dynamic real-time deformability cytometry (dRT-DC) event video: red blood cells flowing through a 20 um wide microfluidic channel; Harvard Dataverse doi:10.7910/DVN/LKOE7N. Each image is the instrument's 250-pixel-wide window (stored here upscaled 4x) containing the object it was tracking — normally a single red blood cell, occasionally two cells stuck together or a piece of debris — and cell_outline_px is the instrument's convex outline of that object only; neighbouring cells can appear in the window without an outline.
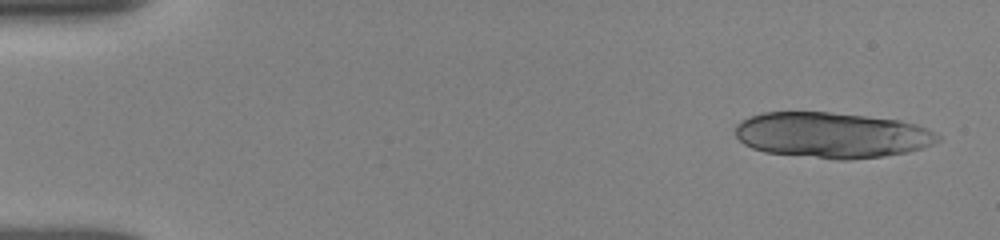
{"species": "human", "species_latin": "Homo sapiens", "temperature_condition": "room temperature", "stored_images_in_passage": 14, "camera_frame_rate_fps": 3000, "um_per_image_px": 0.085, "donor": {"sex": "female"}, "frame": {"image": 1, "passage_image": 1, "time_ms": 0.0, "image_size_px": [1000, 240], "cell_outline_px": [[940, 140], [932, 144], [908, 152], [884, 156], [848, 160], [836, 160], [764, 152], [752, 148], [744, 144], [736, 136], [736, 124], [740, 120], [748, 116], [764, 112], [828, 112], [900, 120], [916, 124], [940, 136]], "centroid_in_image_um": [70.66, 11.49], "position_along_channel_um": 14.3, "area_um2": 53.93}}
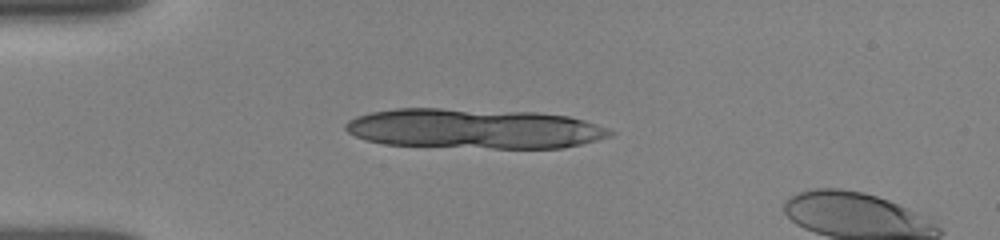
{"frame": {"image": 2, "passage_image": 11, "time_ms": 3.333, "image_size_px": [1000, 240], "cell_outline_px": [[616, 132], [612, 136], [564, 148], [492, 148], [384, 144], [364, 140], [348, 132], [344, 128], [344, 124], [348, 120], [356, 116], [372, 112], [396, 108], [440, 108], [536, 112], [568, 116], [584, 120], [608, 128]], "centroid_in_image_um": [40.3, 10.93], "position_along_channel_um": 44.7, "area_um2": 61.79}}